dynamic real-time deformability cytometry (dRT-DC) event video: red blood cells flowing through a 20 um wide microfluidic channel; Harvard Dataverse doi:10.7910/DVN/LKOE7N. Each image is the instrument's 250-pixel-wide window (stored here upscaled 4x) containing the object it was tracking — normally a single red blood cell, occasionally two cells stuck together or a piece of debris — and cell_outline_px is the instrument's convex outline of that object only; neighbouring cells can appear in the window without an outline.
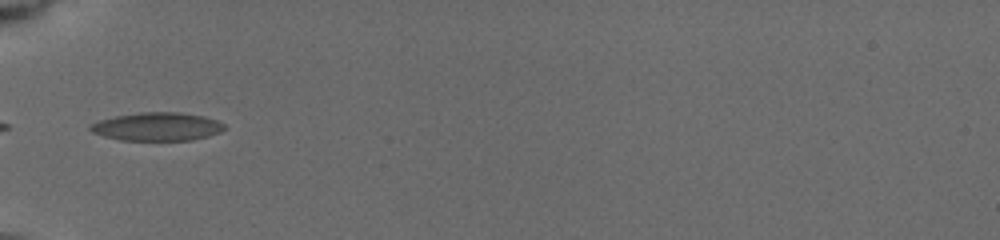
{"species": "common noctule bat (a hibernating species)", "species_latin": "Nyctalus noctula", "temperature_condition": "cold", "stored_images_in_passage": 18, "camera_frame_rate_fps": 3000, "um_per_image_px": 0.085, "animal": {"sex": "female", "body_mass_g": 19.5, "forearm_length_mm": 54.1}, "frame": {"image": 1, "passage_image": 1, "time_ms": 0.0, "image_size_px": [1000, 240], "cell_outline_px": [[224, 128], [220, 132], [208, 136], [192, 140], [120, 140], [104, 136], [92, 132], [88, 128], [92, 124], [100, 120], [116, 116], [140, 112], [176, 112], [200, 116], [216, 120], [224, 124]], "centroid_in_image_um": [13.34, 10.77], "position_along_channel_um": 71.7, "area_um2": 21.79}}
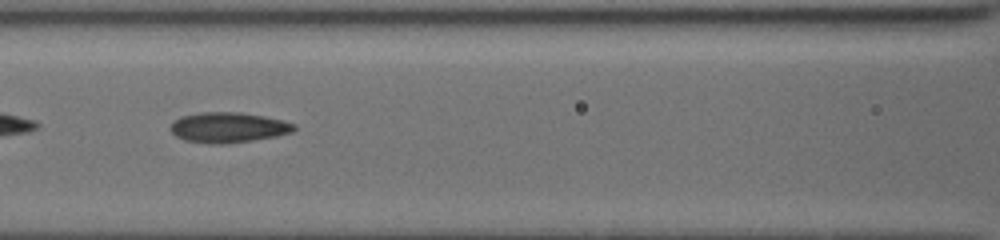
{"frame": {"image": 2, "passage_image": 12, "time_ms": 2.0, "image_size_px": [1000, 240], "cell_outline_px": [[296, 128], [292, 132], [276, 136], [252, 140], [220, 144], [208, 144], [184, 140], [176, 136], [172, 132], [172, 124], [180, 116], [204, 112], [240, 112], [280, 120], [296, 124]], "centroid_in_image_um": [19.39, 10.84], "position_along_channel_um": 147.2, "area_um2": 21.5}}
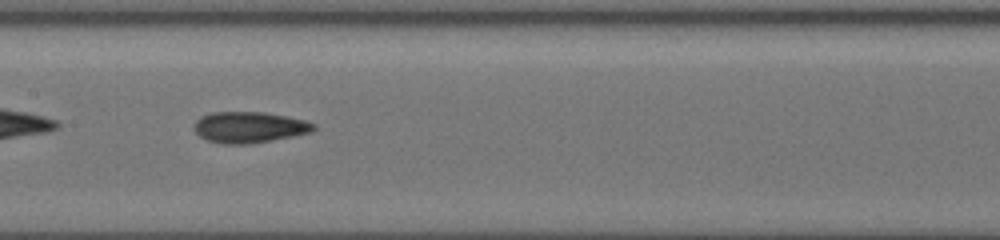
{"frame": {"image": 3, "passage_image": 17, "time_ms": 3.0, "image_size_px": [1000, 240], "cell_outline_px": [[316, 128], [312, 132], [272, 140], [248, 144], [224, 144], [208, 140], [200, 136], [196, 132], [196, 120], [200, 116], [212, 112], [264, 112], [304, 120], [316, 124]], "centroid_in_image_um": [21.2, 10.81], "position_along_channel_um": 186.2, "area_um2": 21.44}}